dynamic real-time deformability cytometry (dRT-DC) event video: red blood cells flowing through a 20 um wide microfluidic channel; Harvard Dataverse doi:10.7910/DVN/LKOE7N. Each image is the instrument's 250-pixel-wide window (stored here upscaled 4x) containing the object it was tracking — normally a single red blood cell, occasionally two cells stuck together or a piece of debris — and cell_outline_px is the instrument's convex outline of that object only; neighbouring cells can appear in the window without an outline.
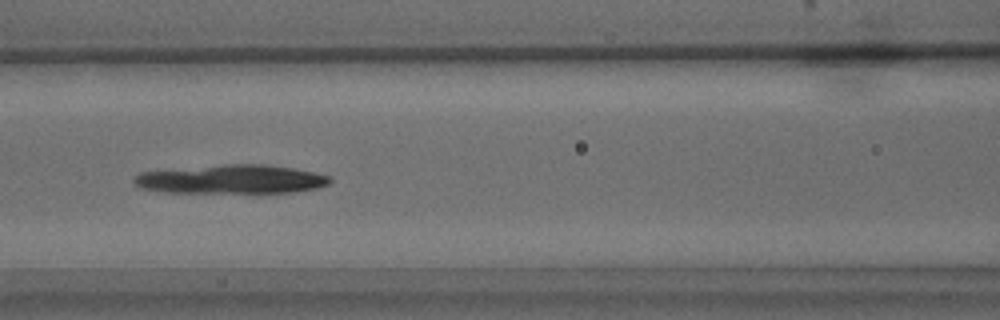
{"species": "common noctule bat (a hibernating species)", "species_latin": "Nyctalus noctula", "temperature_condition": "warm", "stored_images_in_passage": 14, "camera_frame_rate_fps": 3000, "um_per_image_px": 0.085, "animal": {"sex": "male", "body_mass_g": 15.6}, "frame": {"image": 1, "passage_image": 8, "time_ms": 2.333, "image_size_px": [1000, 320], "cell_outline_px": [[332, 180], [328, 184], [316, 188], [292, 192], [256, 196], [164, 192], [140, 188], [132, 180], [140, 172], [224, 164], [264, 164], [292, 168], [332, 176]], "centroid_in_image_um": [19.7, 15.3], "position_along_channel_um": 146.9, "area_um2": 34.51}}